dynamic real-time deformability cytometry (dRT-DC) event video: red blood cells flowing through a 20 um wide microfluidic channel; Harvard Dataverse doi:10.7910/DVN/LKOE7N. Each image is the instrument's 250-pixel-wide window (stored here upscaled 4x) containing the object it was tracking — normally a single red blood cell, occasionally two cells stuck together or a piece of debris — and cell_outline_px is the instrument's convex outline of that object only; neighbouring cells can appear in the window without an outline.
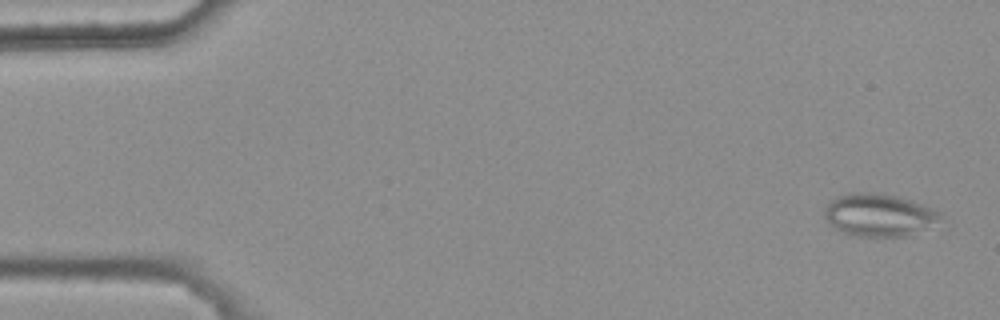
{"species": "common noctule bat (a hibernating species)", "species_latin": "Nyctalus noctula", "temperature_condition": "warm", "stored_images_in_passage": 46, "camera_frame_rate_fps": 3000, "um_per_image_px": 0.085, "animal": {"sex": "female", "body_mass_g": 25.1}, "frame": {"image": 1, "passage_image": 2, "time_ms": 0.333, "image_size_px": [1000, 320], "cell_outline_px": [[944, 212], [940, 216], [924, 228], [912, 236], [852, 236], [836, 228], [824, 216], [824, 208], [836, 196], [848, 192], [868, 192], [896, 196]], "centroid_in_image_um": [74.66, 18.27], "position_along_channel_um": 10.3, "area_um2": 28.26}}
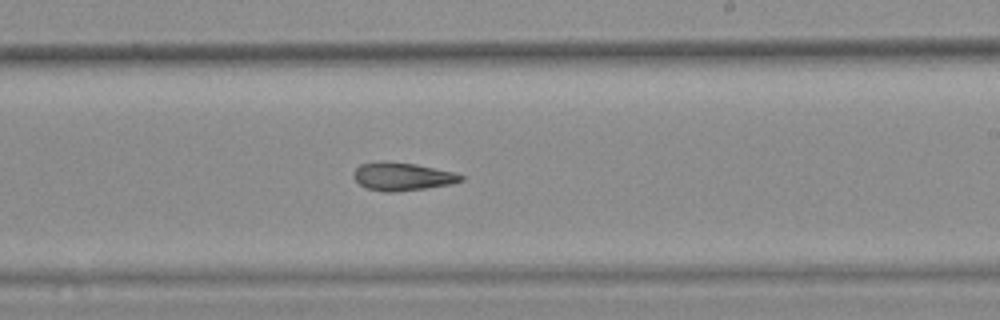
{"frame": {"image": 2, "passage_image": 32, "time_ms": 10.333, "image_size_px": [1000, 320], "cell_outline_px": [[464, 180], [452, 184], [424, 188], [392, 192], [384, 192], [368, 188], [360, 184], [352, 176], [352, 172], [360, 164], [384, 160], [416, 164], [456, 172], [464, 176]], "centroid_in_image_um": [34.2, 14.98], "position_along_channel_um": 254.8, "area_um2": 17.69}}
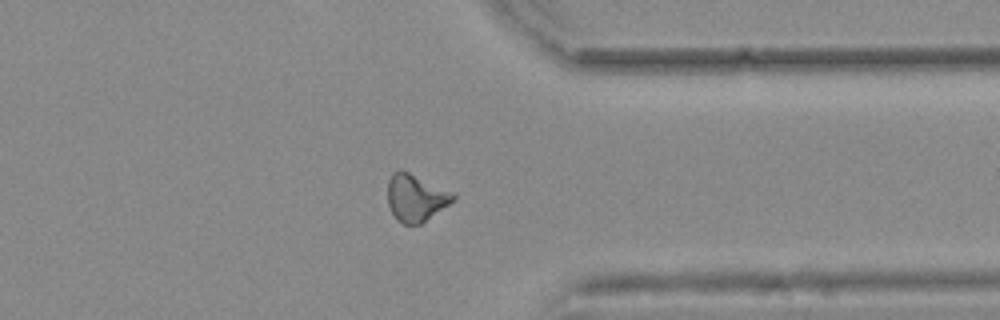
{"frame": {"image": 3, "passage_image": 42, "time_ms": 13.667, "image_size_px": [1000, 320], "cell_outline_px": [[456, 200], [420, 224], [404, 224], [392, 212], [388, 204], [388, 180], [392, 172], [400, 168], [456, 192]], "centroid_in_image_um": [35.38, 16.76], "position_along_channel_um": 376.0, "area_um2": 18.21}, "authors_computed_cell_mechanics": {"area_um2": 18.1492, "velocity_mm_per_s": 3.7692, "shape_relaxation_time_tau1_ms": null, "shape_relaxation_time_tau2_ms": 5.8682, "deformation_change_tau1": null, "deformation_change_tau2": 0.1563}}